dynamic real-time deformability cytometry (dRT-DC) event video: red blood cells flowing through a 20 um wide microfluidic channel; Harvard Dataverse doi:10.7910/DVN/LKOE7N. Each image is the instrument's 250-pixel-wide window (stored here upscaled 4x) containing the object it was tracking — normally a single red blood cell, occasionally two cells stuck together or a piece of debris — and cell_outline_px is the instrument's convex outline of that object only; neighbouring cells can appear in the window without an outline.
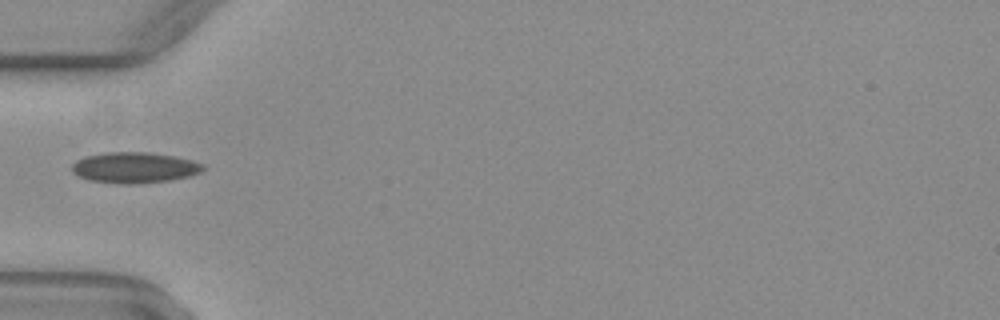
{"species": "common noctule bat (a hibernating species)", "species_latin": "Nyctalus noctula", "temperature_condition": "warm", "stored_images_in_passage": 28, "camera_frame_rate_fps": 3000, "um_per_image_px": 0.085, "animal": {"sex": "female", "body_mass_g": 29.2, "forearm_length_mm": 56.3}, "frame": {"image": 1, "passage_image": 1, "time_ms": 0.0, "image_size_px": [1000, 320], "cell_outline_px": [[196, 168], [192, 172], [176, 176], [148, 180], [108, 180], [88, 176], [80, 172], [76, 168], [84, 160], [100, 156], [156, 156], [176, 160], [192, 164]], "centroid_in_image_um": [11.36, 14.26], "position_along_channel_um": 73.6, "area_um2": 16.53}}
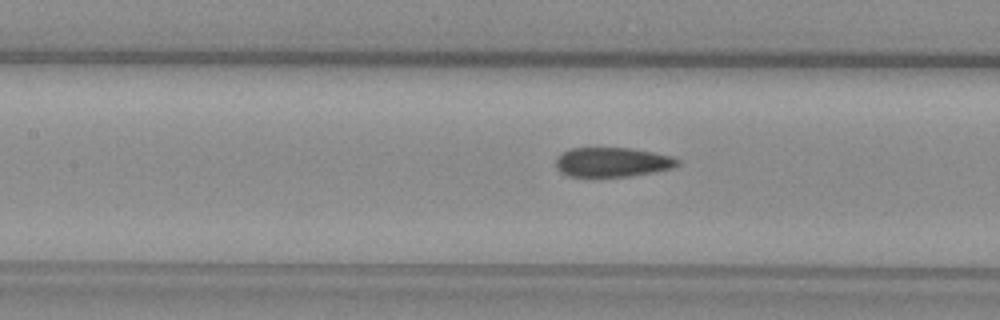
{"frame": {"image": 2, "passage_image": 7, "time_ms": 2.0, "image_size_px": [1000, 320], "cell_outline_px": [[672, 164], [660, 168], [632, 172], [600, 176], [588, 176], [568, 172], [560, 164], [560, 160], [568, 152], [636, 152], [656, 156], [672, 160]], "centroid_in_image_um": [51.91, 13.84], "position_along_channel_um": 155.5, "area_um2": 14.91}}
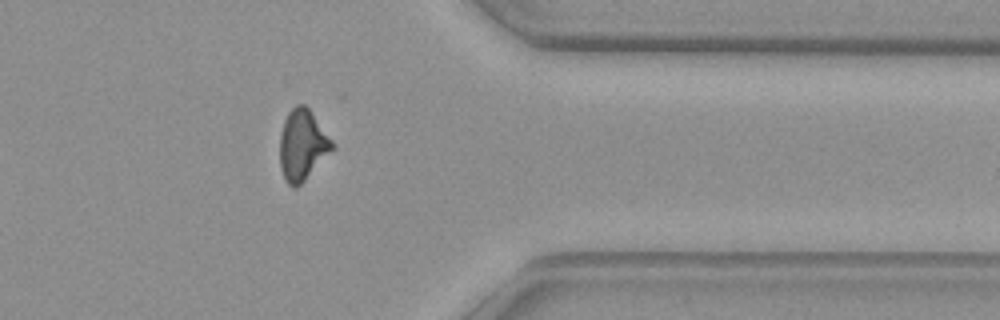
{"frame": {"image": 3, "passage_image": 25, "time_ms": 8.0, "image_size_px": [1000, 320], "cell_outline_px": [[332, 148], [296, 184], [292, 184], [288, 180], [284, 172], [280, 156], [280, 148], [284, 128], [288, 116], [296, 108], [304, 108], [308, 112], [332, 144]], "centroid_in_image_um": [25.67, 12.34], "position_along_channel_um": 385.7, "area_um2": 17.98}, "authors_computed_cell_mechanics": {"area_um2": 15.4326, "velocity_mm_per_s": 4.0551, "shape_relaxation_time_tau1_ms": null, "shape_relaxation_time_tau2_ms": 3.3653, "deformation_change_tau1": null, "deformation_change_tau2": 0.099}}